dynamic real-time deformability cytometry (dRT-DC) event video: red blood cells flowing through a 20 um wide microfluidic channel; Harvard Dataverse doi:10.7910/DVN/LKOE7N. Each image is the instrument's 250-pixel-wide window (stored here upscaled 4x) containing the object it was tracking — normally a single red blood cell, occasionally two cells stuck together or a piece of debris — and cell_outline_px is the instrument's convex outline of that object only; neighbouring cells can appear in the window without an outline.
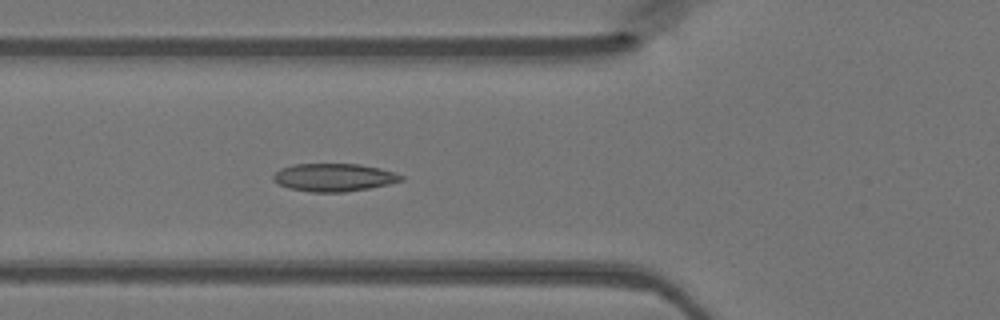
{"species": "Egyptian fruit bat (a non-hibernating species)", "species_latin": "Rousettus aegyptiacus", "temperature_condition": "warm", "stored_images_in_passage": 48, "camera_frame_rate_fps": 3000, "um_per_image_px": 0.085, "animal": {"sex": "female"}, "frame": {"image": 1, "passage_image": 17, "time_ms": 5.333, "image_size_px": [1000, 320], "cell_outline_px": [[404, 180], [388, 184], [368, 188], [344, 192], [312, 192], [288, 188], [272, 180], [272, 176], [280, 168], [292, 164], [360, 164], [380, 168], [404, 176]], "centroid_in_image_um": [28.36, 15.07], "position_along_channel_um": 97.4, "area_um2": 20.75}}
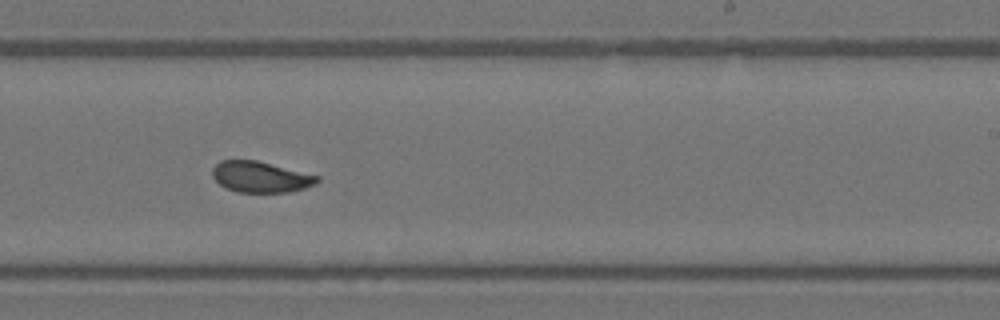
{"frame": {"image": 2, "passage_image": 29, "time_ms": 9.333, "image_size_px": [1000, 320], "cell_outline_px": [[320, 180], [304, 188], [288, 192], [236, 192], [220, 184], [212, 176], [212, 168], [220, 160], [256, 160], [320, 176]], "centroid_in_image_um": [22.13, 15.03], "position_along_channel_um": 266.9, "area_um2": 18.73}}
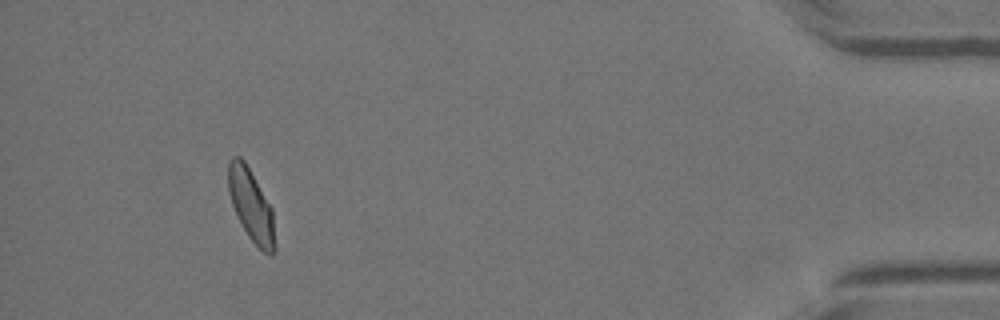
{"frame": {"image": 3, "passage_image": 44, "time_ms": 14.333, "image_size_px": [1000, 320], "cell_outline_px": [[276, 248], [272, 256], [268, 256], [248, 236], [232, 204], [228, 192], [228, 160], [232, 156], [240, 156], [244, 160], [272, 208], [276, 244]], "centroid_in_image_um": [21.36, 17.46], "position_along_channel_um": 413.8, "area_um2": 19.48}}